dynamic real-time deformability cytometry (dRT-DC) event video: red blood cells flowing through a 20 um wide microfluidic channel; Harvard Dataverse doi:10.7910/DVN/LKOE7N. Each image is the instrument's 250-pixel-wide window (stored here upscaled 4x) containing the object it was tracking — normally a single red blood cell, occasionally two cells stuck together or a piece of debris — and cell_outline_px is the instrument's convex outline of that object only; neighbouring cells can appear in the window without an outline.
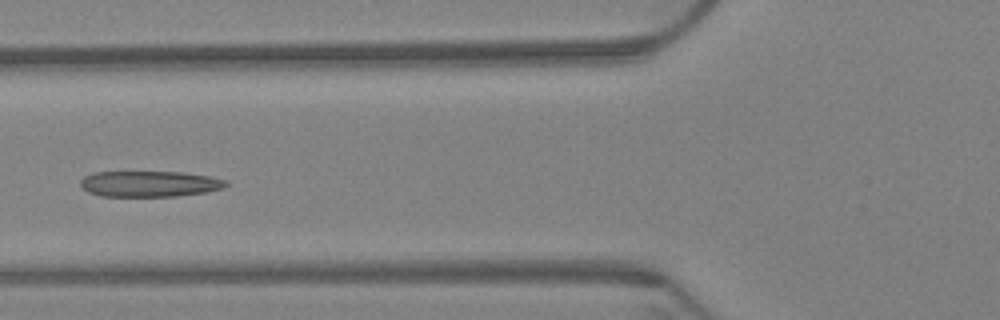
{"species": "Egyptian fruit bat (a non-hibernating species)", "species_latin": "Rousettus aegyptiacus", "temperature_condition": "warm", "stored_images_in_passage": 9, "camera_frame_rate_fps": 3000, "um_per_image_px": 0.085, "animal": {"sex": "female"}, "frame": {"image": 1, "passage_image": 6, "time_ms": 1.667, "image_size_px": [1000, 320], "cell_outline_px": [[228, 184], [224, 188], [208, 192], [176, 196], [100, 196], [88, 192], [80, 184], [80, 180], [84, 176], [92, 172], [184, 172], [208, 176], [228, 180]], "centroid_in_image_um": [12.73, 15.62], "position_along_channel_um": 113.1, "area_um2": 22.08}}
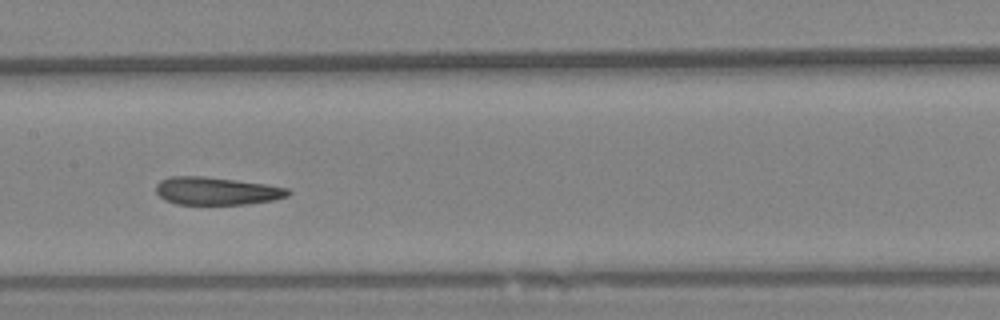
{"frame": {"image": 2, "passage_image": 8, "time_ms": 2.333, "image_size_px": [1000, 320], "cell_outline_px": [[292, 192], [288, 196], [272, 200], [248, 204], [176, 204], [164, 200], [156, 192], [156, 184], [160, 180], [172, 176], [204, 176], [236, 180], [264, 184], [288, 188]], "centroid_in_image_um": [18.39, 16.23], "position_along_channel_um": 189.0, "area_um2": 21.39}}
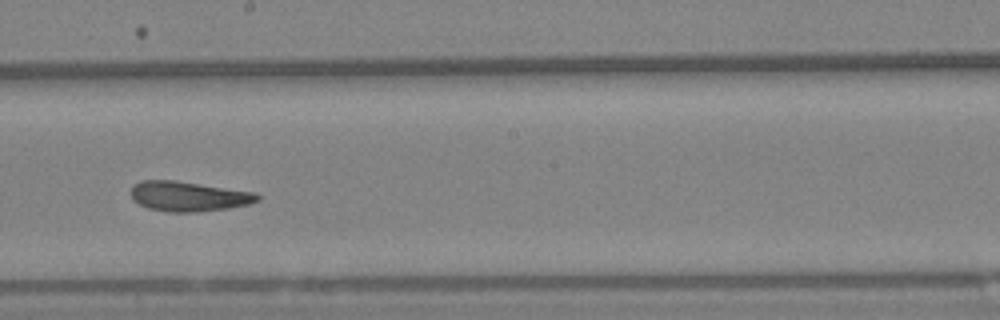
{"frame": {"image": 3, "passage_image": 9, "time_ms": 2.667, "image_size_px": [1000, 320], "cell_outline_px": [[260, 200], [248, 204], [228, 208], [196, 212], [168, 212], [148, 208], [132, 200], [128, 192], [132, 184], [140, 180], [176, 180], [256, 192], [260, 196]], "centroid_in_image_um": [15.97, 16.67], "position_along_channel_um": 232.2, "area_um2": 22.43}}